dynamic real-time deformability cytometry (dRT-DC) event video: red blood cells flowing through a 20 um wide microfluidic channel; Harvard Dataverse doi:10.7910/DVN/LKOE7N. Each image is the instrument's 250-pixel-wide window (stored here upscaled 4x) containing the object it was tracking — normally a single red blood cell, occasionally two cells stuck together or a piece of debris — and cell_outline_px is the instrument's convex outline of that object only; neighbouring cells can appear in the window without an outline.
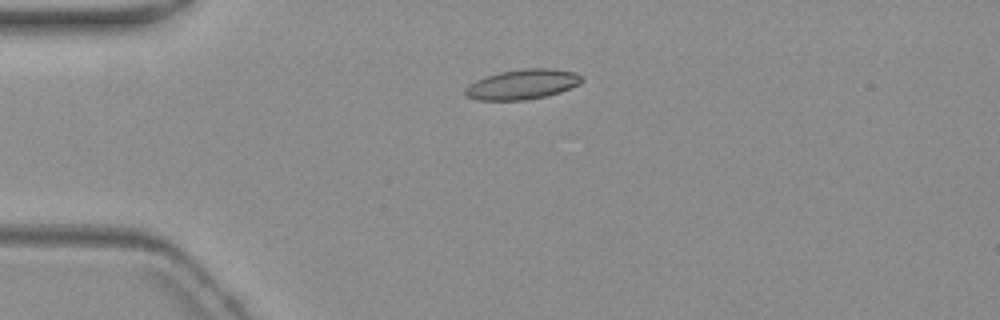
{"species": "common noctule bat (a hibernating species)", "species_latin": "Nyctalus noctula", "temperature_condition": "warm", "stored_images_in_passage": 3, "camera_frame_rate_fps": 3000, "um_per_image_px": 0.085, "animal": {"sex": "female", "body_mass_g": 19.3, "forearm_length_mm": 54.1}, "frame": {"image": 1, "passage_image": 2, "time_ms": 1.333, "image_size_px": [1000, 320], "cell_outline_px": [[584, 80], [580, 84], [572, 88], [548, 96], [524, 100], [476, 100], [468, 96], [464, 92], [464, 88], [468, 84], [476, 80], [500, 72], [524, 68], [548, 68], [576, 72]], "centroid_in_image_um": [44.43, 7.17], "position_along_channel_um": 40.6, "area_um2": 20.46}}